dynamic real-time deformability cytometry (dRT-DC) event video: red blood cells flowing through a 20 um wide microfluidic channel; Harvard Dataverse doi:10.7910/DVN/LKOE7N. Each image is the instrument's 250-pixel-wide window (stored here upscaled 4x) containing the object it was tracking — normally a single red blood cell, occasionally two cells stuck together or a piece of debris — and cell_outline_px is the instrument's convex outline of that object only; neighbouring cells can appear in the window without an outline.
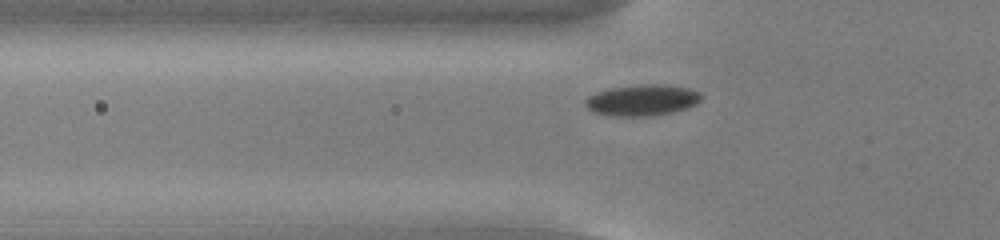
{"species": "common noctule bat (a hibernating species)", "species_latin": "Nyctalus noctula", "temperature_condition": "cold", "stored_images_in_passage": 39, "camera_frame_rate_fps": 3000, "um_per_image_px": 0.085, "animal": {"sex": "male", "body_mass_g": 13.0, "forearm_length_mm": 53.1}, "frame": {"image": 1, "passage_image": 9, "time_ms": 2.667, "image_size_px": [1000, 240], "cell_outline_px": [[700, 100], [696, 104], [672, 112], [652, 116], [612, 116], [592, 112], [584, 104], [584, 100], [588, 96], [596, 92], [612, 88], [640, 84], [664, 84], [688, 88], [700, 92]], "centroid_in_image_um": [54.55, 8.51], "position_along_channel_um": 71.3, "area_um2": 21.04}}
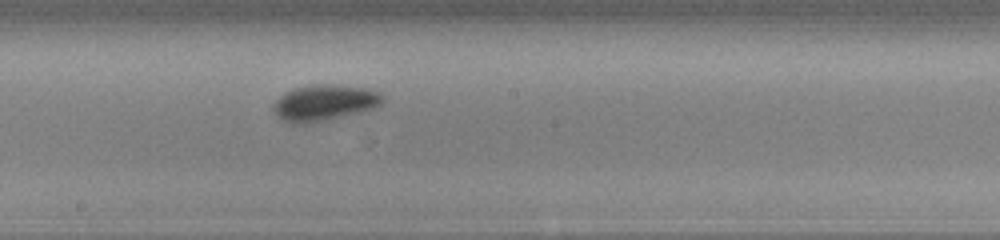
{"frame": {"image": 2, "passage_image": 21, "time_ms": 6.667, "image_size_px": [1000, 240], "cell_outline_px": [[384, 100], [376, 108], [360, 112], [324, 120], [304, 124], [292, 124], [276, 116], [272, 108], [272, 104], [284, 92], [292, 88], [312, 84], [340, 84], [368, 88], [380, 92], [384, 96]], "centroid_in_image_um": [27.57, 8.71], "position_along_channel_um": 220.6, "area_um2": 23.35}}
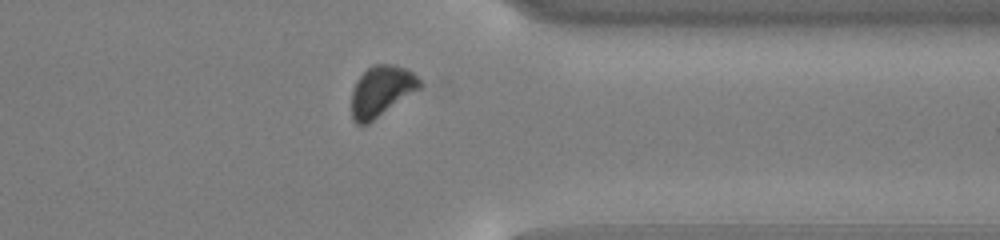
{"frame": {"image": 3, "passage_image": 34, "time_ms": 11.0, "image_size_px": [1000, 240], "cell_outline_px": [[424, 84], [420, 88], [368, 124], [356, 124], [352, 120], [352, 92], [356, 80], [372, 64], [396, 64], [412, 72]], "centroid_in_image_um": [32.41, 7.73], "position_along_channel_um": 379.0, "area_um2": 20.06}}